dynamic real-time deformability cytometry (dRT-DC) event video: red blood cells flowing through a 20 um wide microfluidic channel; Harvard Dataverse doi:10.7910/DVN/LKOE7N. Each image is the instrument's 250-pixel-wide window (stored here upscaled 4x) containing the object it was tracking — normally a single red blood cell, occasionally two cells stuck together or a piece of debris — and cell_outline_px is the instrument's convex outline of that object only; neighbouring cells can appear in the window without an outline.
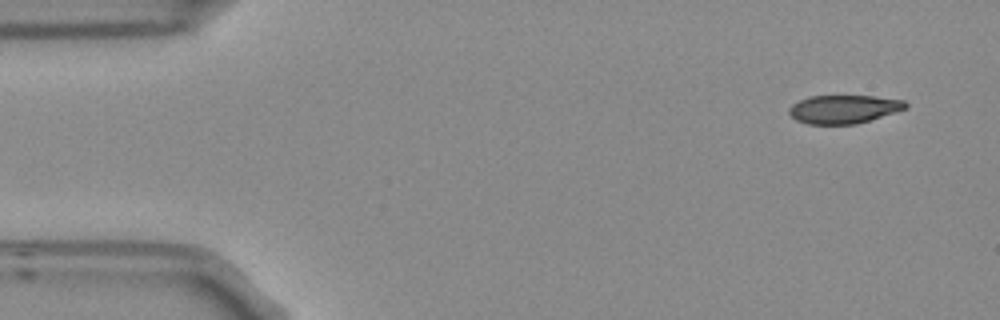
{"species": "Egyptian fruit bat (a non-hibernating species)", "species_latin": "Rousettus aegyptiacus", "temperature_condition": "room temperature", "stored_images_in_passage": 4, "camera_frame_rate_fps": 3000, "um_per_image_px": 0.085, "frame": {"image": 1, "passage_image": 1, "time_ms": 0.0, "image_size_px": [1000, 320], "cell_outline_px": [[908, 104], [904, 108], [856, 124], [808, 124], [796, 120], [788, 112], [788, 108], [792, 104], [808, 96], [872, 96], [904, 100]], "centroid_in_image_um": [71.64, 9.27], "position_along_channel_um": 13.4, "area_um2": 18.96}}
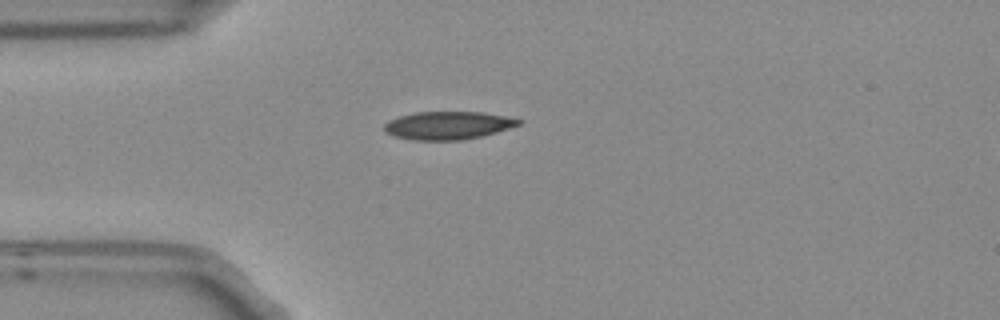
{"frame": {"image": 2, "passage_image": 4, "time_ms": 1.0, "image_size_px": [1000, 320], "cell_outline_px": [[524, 120], [520, 124], [496, 132], [480, 136], [460, 140], [412, 140], [396, 136], [384, 132], [384, 124], [388, 120], [400, 116], [416, 112], [484, 112]], "centroid_in_image_um": [38.05, 10.65], "position_along_channel_um": 46.9, "area_um2": 21.79}}